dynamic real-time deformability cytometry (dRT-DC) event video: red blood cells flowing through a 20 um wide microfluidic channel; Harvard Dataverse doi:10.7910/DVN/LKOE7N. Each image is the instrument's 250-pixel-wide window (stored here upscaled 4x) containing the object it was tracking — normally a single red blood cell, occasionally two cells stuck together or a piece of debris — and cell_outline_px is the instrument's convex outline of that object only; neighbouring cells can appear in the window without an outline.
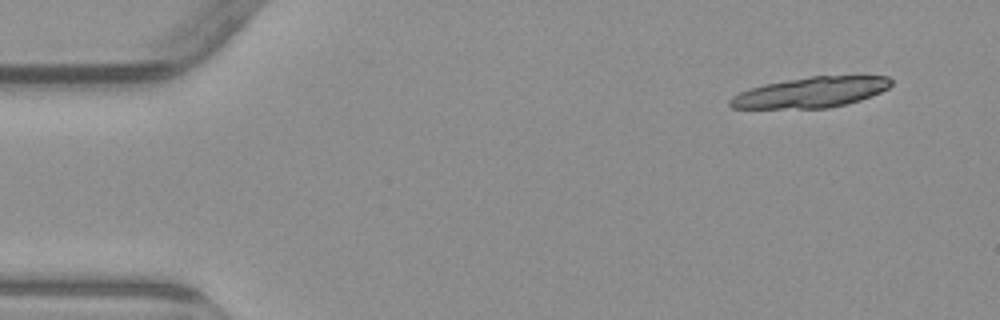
{"species": "common noctule bat (a hibernating species)", "species_latin": "Nyctalus noctula", "temperature_condition": "warm", "stored_images_in_passage": 6, "camera_frame_rate_fps": 3000, "um_per_image_px": 0.085, "animal": {"sex": "male", "body_mass_g": 23.1, "forearm_length_mm": 52.7}, "frame": {"image": 1, "passage_image": 1, "time_ms": 0.0, "image_size_px": [1000, 320], "cell_outline_px": [[892, 84], [888, 88], [880, 92], [860, 100], [848, 104], [828, 108], [732, 108], [728, 104], [728, 100], [732, 96], [748, 88], [764, 84], [812, 76], [888, 76], [892, 80]], "centroid_in_image_um": [68.91, 7.85], "position_along_channel_um": 16.1, "area_um2": 28.55}}
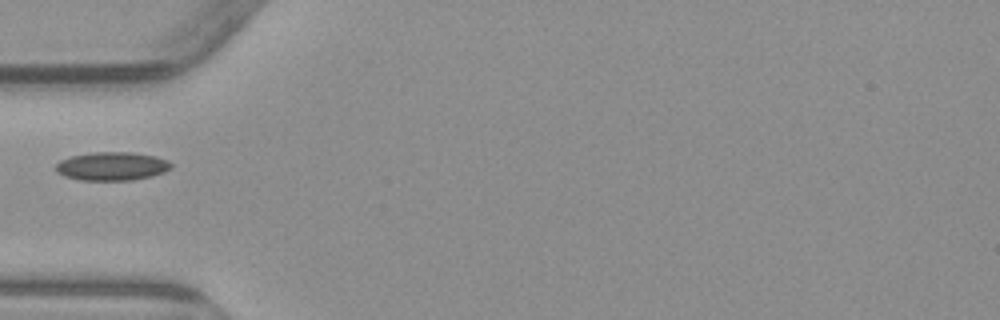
{"frame": {"image": 2, "passage_image": 5, "time_ms": 4.667, "image_size_px": [1000, 320], "cell_outline_px": [[172, 168], [164, 172], [152, 176], [132, 180], [80, 180], [64, 176], [56, 172], [56, 164], [60, 160], [72, 156], [92, 152], [132, 152], [156, 156], [168, 160], [172, 164]], "centroid_in_image_um": [9.53, 14.12], "position_along_channel_um": 75.5, "area_um2": 19.25}}
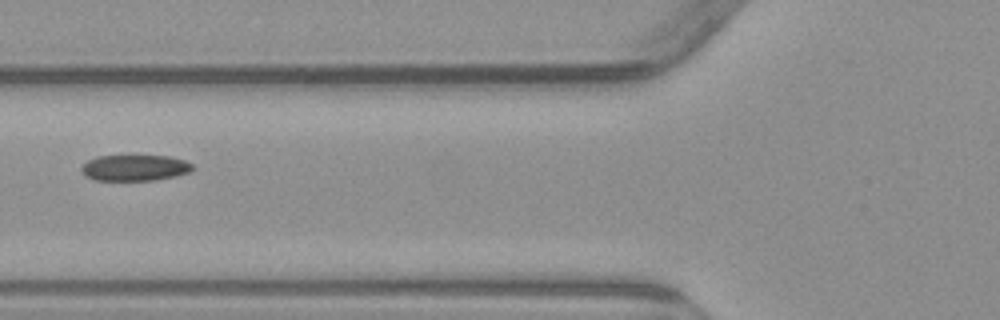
{"frame": {"image": 3, "passage_image": 6, "time_ms": 5.667, "image_size_px": [1000, 320], "cell_outline_px": [[196, 168], [188, 172], [176, 176], [156, 180], [96, 180], [84, 176], [80, 168], [88, 160], [96, 156], [168, 156], [184, 160], [192, 164]], "centroid_in_image_um": [11.46, 14.26], "position_along_channel_um": 114.3, "area_um2": 16.88}}